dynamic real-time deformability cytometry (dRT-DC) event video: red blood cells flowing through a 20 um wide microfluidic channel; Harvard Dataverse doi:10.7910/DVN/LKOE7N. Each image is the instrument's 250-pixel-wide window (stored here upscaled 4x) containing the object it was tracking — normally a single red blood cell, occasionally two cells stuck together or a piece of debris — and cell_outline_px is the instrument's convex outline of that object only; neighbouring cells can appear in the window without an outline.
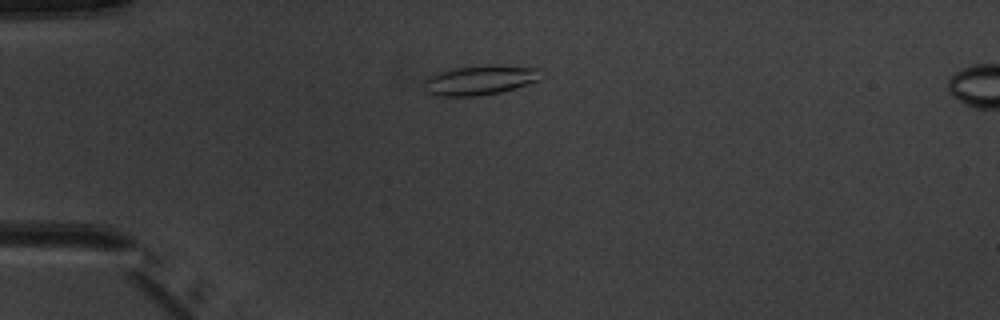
{"species": "common noctule bat (a hibernating species)", "species_latin": "Nyctalus noctula", "temperature_condition": "warm", "stored_images_in_passage": 7, "camera_frame_rate_fps": 3000, "um_per_image_px": 0.085, "animal": {"sex": "male", "body_mass_g": 20.1, "forearm_length_mm": 53.5}, "frame": {"image": 1, "passage_image": 4, "time_ms": 3.667, "image_size_px": [1000, 320], "cell_outline_px": [[540, 80], [516, 88], [500, 92], [476, 96], [436, 96], [428, 92], [420, 84], [428, 76], [440, 72], [456, 68], [488, 64], [496, 64], [540, 68]], "centroid_in_image_um": [40.79, 6.8], "position_along_channel_um": 44.2, "area_um2": 20.46}}
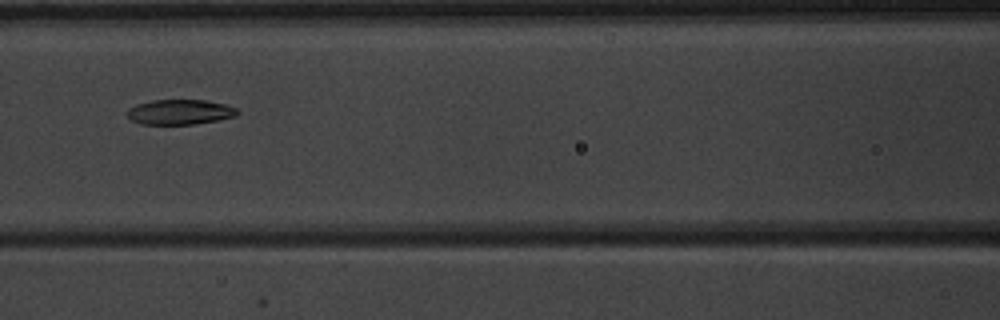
{"frame": {"image": 2, "passage_image": 7, "time_ms": 7.0, "image_size_px": [1000, 320], "cell_outline_px": [[240, 112], [236, 116], [220, 120], [196, 124], [140, 124], [132, 120], [124, 112], [128, 108], [136, 104], [152, 100], [204, 100], [224, 104], [236, 108]], "centroid_in_image_um": [15.28, 9.52], "position_along_channel_um": 151.3, "area_um2": 16.24}}